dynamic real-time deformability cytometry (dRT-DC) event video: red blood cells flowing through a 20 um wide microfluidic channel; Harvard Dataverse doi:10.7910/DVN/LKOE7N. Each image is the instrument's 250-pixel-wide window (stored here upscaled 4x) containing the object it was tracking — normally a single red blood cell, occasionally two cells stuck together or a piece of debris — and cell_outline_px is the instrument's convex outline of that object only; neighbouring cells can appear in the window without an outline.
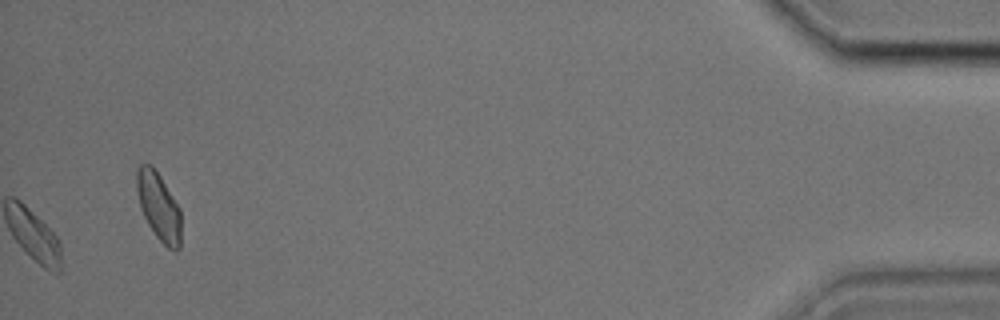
{"species": "common noctule bat (a hibernating species)", "species_latin": "Nyctalus noctula", "temperature_condition": "cold", "stored_images_in_passage": 30, "camera_frame_rate_fps": 3000, "um_per_image_px": 0.085, "animal": {"sex": "male", "body_mass_g": 17.9, "forearm_length_mm": 54.2}, "frame": {"image": 1, "passage_image": 30, "time_ms": 9.667, "image_size_px": [1000, 320], "cell_outline_px": [[180, 248], [176, 252], [168, 248], [156, 236], [148, 224], [140, 208], [136, 188], [136, 172], [140, 164], [152, 164], [160, 176], [180, 208]], "centroid_in_image_um": [13.48, 17.54], "position_along_channel_um": 421.7, "area_um2": 17.51}}